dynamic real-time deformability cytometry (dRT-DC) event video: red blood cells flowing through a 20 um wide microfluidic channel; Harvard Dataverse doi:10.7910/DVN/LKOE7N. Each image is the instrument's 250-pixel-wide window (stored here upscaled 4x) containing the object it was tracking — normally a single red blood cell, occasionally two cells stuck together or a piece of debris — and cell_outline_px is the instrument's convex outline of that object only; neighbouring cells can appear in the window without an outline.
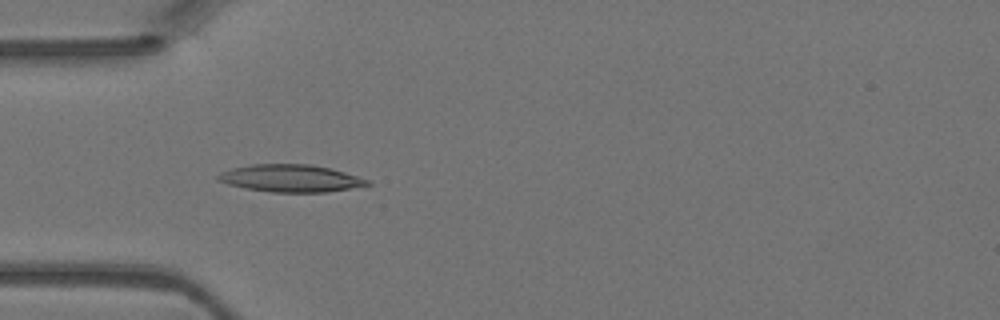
{"species": "Egyptian fruit bat (a non-hibernating species)", "species_latin": "Rousettus aegyptiacus", "temperature_condition": "warm", "stored_images_in_passage": 36, "camera_frame_rate_fps": 3000, "um_per_image_px": 0.085, "animal": {"sex": "female"}, "frame": {"image": 1, "passage_image": 14, "time_ms": 4.333, "image_size_px": [1000, 320], "cell_outline_px": [[372, 184], [328, 192], [272, 192], [244, 188], [228, 184], [216, 180], [216, 176], [220, 172], [232, 168], [252, 164], [308, 164], [328, 168], [344, 172], [368, 180]], "centroid_in_image_um": [24.65, 15.16], "position_along_channel_um": 60.4, "area_um2": 23.64}}
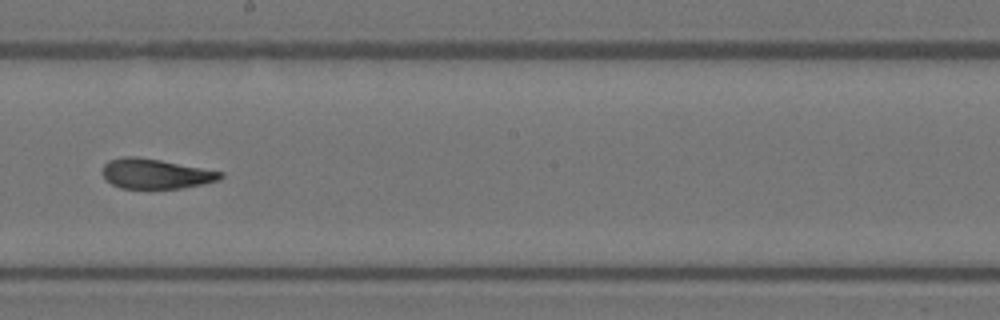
{"frame": {"image": 2, "passage_image": 26, "time_ms": 8.333, "image_size_px": [1000, 320], "cell_outline_px": [[224, 176], [216, 180], [200, 184], [180, 188], [120, 188], [112, 184], [100, 172], [104, 164], [108, 160], [124, 156], [136, 156], [160, 160], [224, 172]], "centroid_in_image_um": [13.17, 14.75], "position_along_channel_um": 235.0, "area_um2": 20.4}}
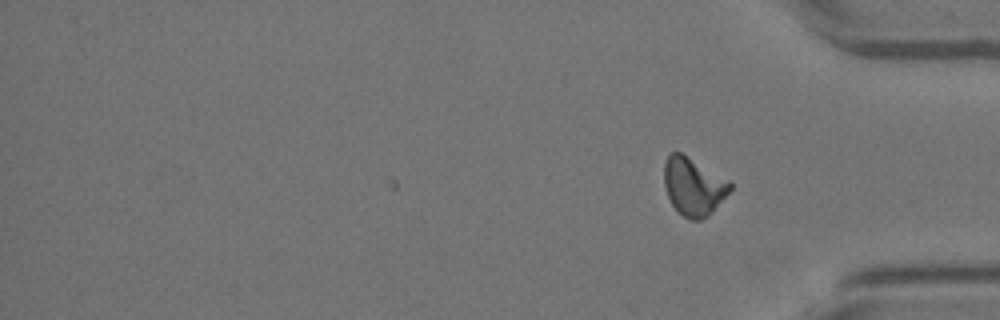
{"frame": {"image": 3, "passage_image": 36, "time_ms": 11.667, "image_size_px": [1000, 320], "cell_outline_px": [[732, 188], [712, 212], [708, 216], [700, 220], [688, 220], [672, 204], [668, 196], [664, 184], [664, 164], [668, 152], [680, 152], [728, 180], [732, 184]], "centroid_in_image_um": [58.92, 15.85], "position_along_channel_um": 376.3, "area_um2": 21.96}}